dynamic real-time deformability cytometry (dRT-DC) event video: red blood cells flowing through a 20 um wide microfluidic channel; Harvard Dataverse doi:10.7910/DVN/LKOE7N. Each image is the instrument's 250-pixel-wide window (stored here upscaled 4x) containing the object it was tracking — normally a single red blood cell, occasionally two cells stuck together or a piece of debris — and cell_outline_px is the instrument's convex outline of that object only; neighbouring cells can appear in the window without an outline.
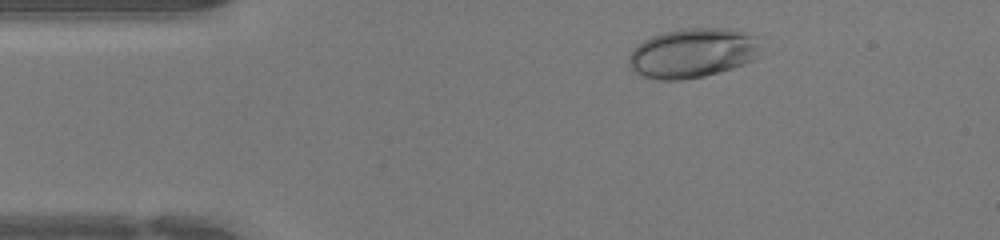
{"species": "human", "species_latin": "Homo sapiens", "temperature_condition": "warm", "stored_images_in_passage": 41, "camera_frame_rate_fps": 3000, "um_per_image_px": 0.085, "donor": {"sex": "female"}, "frame": {"image": 1, "passage_image": 4, "time_ms": 1.0, "image_size_px": [1000, 240], "cell_outline_px": [[756, 48], [752, 60], [744, 64], [732, 68], [704, 76], [684, 80], [660, 80], [640, 76], [628, 64], [628, 56], [644, 40], [652, 36], [664, 32], [680, 28], [728, 28], [756, 36]], "centroid_in_image_um": [58.8, 4.52], "position_along_channel_um": 26.2, "area_um2": 37.57}}
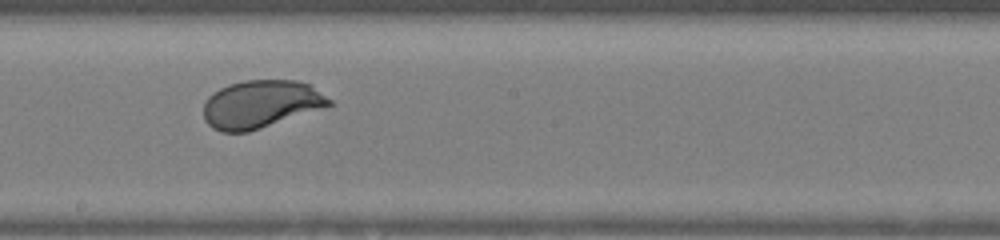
{"frame": {"image": 2, "passage_image": 21, "time_ms": 6.667, "image_size_px": [1000, 240], "cell_outline_px": [[332, 104], [248, 132], [220, 132], [212, 128], [204, 120], [204, 104], [208, 96], [212, 92], [228, 84], [244, 80], [296, 80], [308, 84], [332, 100]], "centroid_in_image_um": [22.1, 8.84], "position_along_channel_um": 226.1, "area_um2": 34.62}}
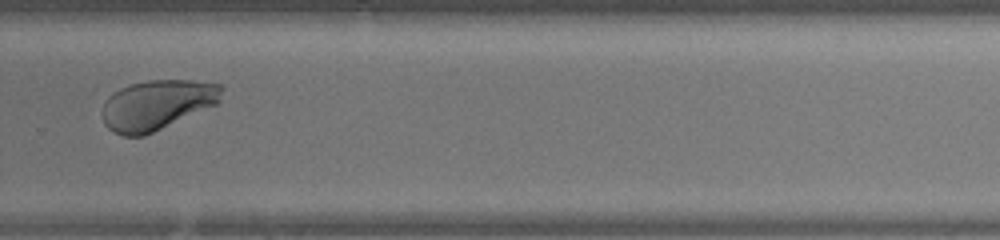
{"frame": {"image": 3, "passage_image": 27, "time_ms": 8.667, "image_size_px": [1000, 240], "cell_outline_px": [[224, 88], [220, 104], [144, 136], [124, 136], [112, 132], [104, 124], [100, 112], [108, 96], [112, 92], [120, 88], [132, 84], [148, 80], [192, 80], [220, 84]], "centroid_in_image_um": [13.37, 8.92], "position_along_channel_um": 316.4, "area_um2": 35.37}}